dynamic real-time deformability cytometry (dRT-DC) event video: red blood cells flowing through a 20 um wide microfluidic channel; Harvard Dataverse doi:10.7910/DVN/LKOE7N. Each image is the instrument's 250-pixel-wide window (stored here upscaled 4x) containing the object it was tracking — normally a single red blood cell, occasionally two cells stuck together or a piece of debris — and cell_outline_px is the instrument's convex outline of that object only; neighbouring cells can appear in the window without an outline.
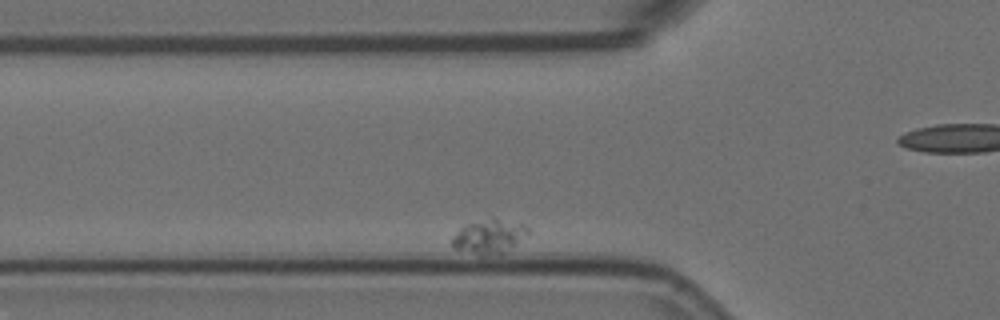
{"species": "Egyptian fruit bat (a non-hibernating species)", "species_latin": "Rousettus aegyptiacus", "temperature_condition": "room temperature", "stored_images_in_passage": 6, "camera_frame_rate_fps": 3000, "um_per_image_px": 0.085, "animal": {"sex": "female"}, "frame": {"image": 1, "passage_image": 3, "time_ms": 0.667, "image_size_px": [1000, 320], "cell_outline_px": [[532, 232], [500, 256], [480, 256], [452, 248], [452, 236], [460, 228], [468, 224], [492, 216], [524, 224]], "centroid_in_image_um": [41.6, 20.11], "position_along_channel_um": 84.2, "area_um2": 15.72}}
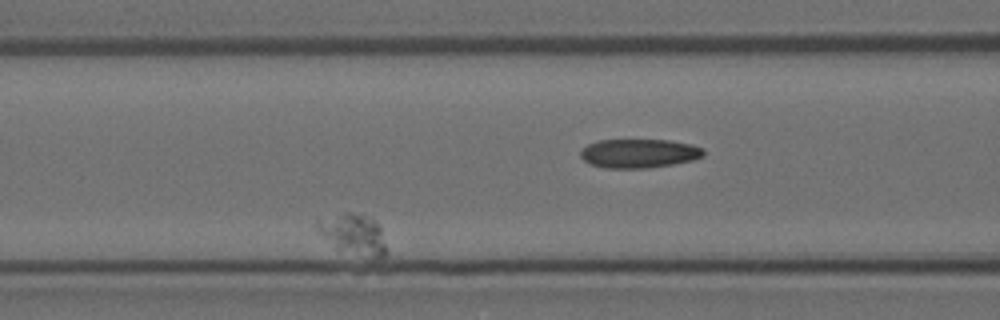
{"frame": {"image": 2, "passage_image": 5, "time_ms": 1.333, "image_size_px": [1000, 320], "cell_outline_px": [[388, 256], [384, 260], [336, 248], [320, 232], [316, 224], [316, 220], [340, 212], [352, 212], [368, 216], [380, 228], [388, 248]], "centroid_in_image_um": [30.1, 19.9], "position_along_channel_um": 136.5, "area_um2": 16.3}}